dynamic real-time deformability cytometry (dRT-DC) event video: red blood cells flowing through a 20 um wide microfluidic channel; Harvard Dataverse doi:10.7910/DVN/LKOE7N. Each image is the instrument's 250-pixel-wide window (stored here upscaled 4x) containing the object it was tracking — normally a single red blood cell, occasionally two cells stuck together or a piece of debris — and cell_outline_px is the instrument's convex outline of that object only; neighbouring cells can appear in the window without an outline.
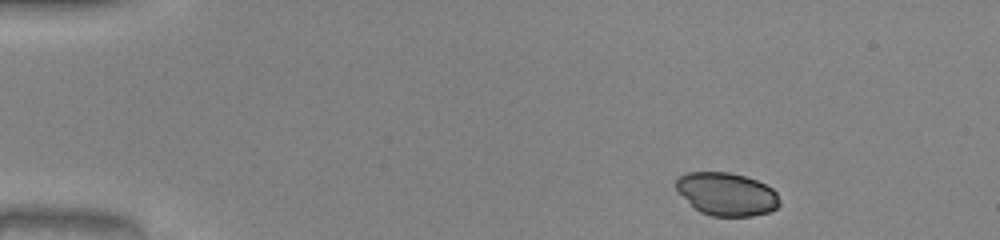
{"species": "common noctule bat (a hibernating species)", "species_latin": "Nyctalus noctula", "temperature_condition": "warm", "stored_images_in_passage": 45, "camera_frame_rate_fps": 3000, "um_per_image_px": 0.085, "animal": {"sex": "male", "body_mass_g": 20.0, "forearm_length_mm": 53.3}, "frame": {"image": 1, "passage_image": 1, "time_ms": 0.0, "image_size_px": [1000, 240], "cell_outline_px": [[780, 204], [776, 208], [768, 212], [752, 216], [712, 216], [700, 212], [676, 188], [676, 180], [680, 176], [688, 172], [728, 172], [744, 176], [756, 180], [772, 188], [776, 192], [780, 200]], "centroid_in_image_um": [61.8, 16.49], "position_along_channel_um": 23.2, "area_um2": 25.61}}
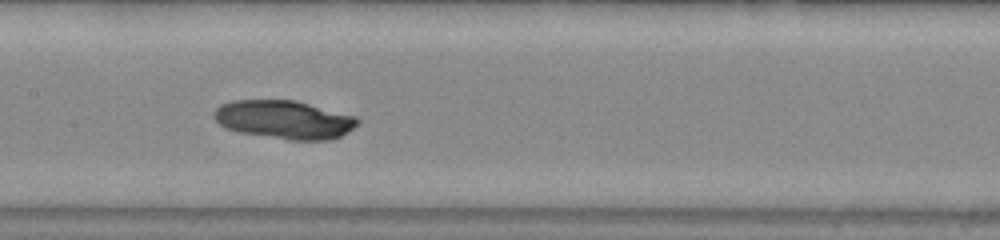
{"frame": {"image": 2, "passage_image": 20, "time_ms": 6.333, "image_size_px": [1000, 240], "cell_outline_px": [[360, 120], [352, 128], [340, 136], [328, 140], [288, 140], [240, 132], [228, 128], [220, 124], [216, 120], [216, 108], [220, 104], [232, 100], [296, 100], [356, 116]], "centroid_in_image_um": [24.18, 10.16], "position_along_channel_um": 183.2, "area_um2": 31.91}}
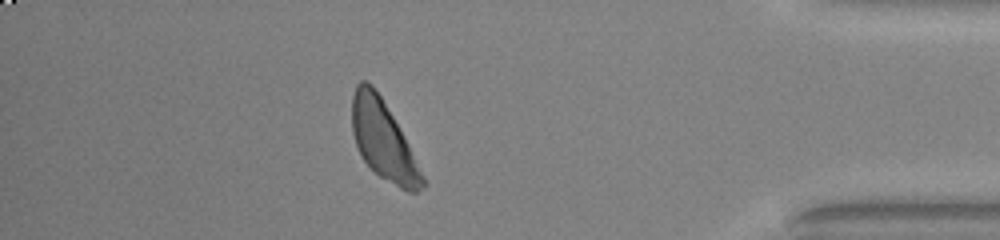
{"frame": {"image": 3, "passage_image": 39, "time_ms": 12.667, "image_size_px": [1000, 240], "cell_outline_px": [[428, 184], [424, 188], [416, 192], [408, 192], [400, 188], [380, 176], [360, 156], [352, 132], [352, 96], [356, 84], [360, 80], [364, 80], [372, 84], [380, 96], [392, 116], [424, 176]], "centroid_in_image_um": [32.56, 11.94], "position_along_channel_um": 402.6, "area_um2": 31.67}}